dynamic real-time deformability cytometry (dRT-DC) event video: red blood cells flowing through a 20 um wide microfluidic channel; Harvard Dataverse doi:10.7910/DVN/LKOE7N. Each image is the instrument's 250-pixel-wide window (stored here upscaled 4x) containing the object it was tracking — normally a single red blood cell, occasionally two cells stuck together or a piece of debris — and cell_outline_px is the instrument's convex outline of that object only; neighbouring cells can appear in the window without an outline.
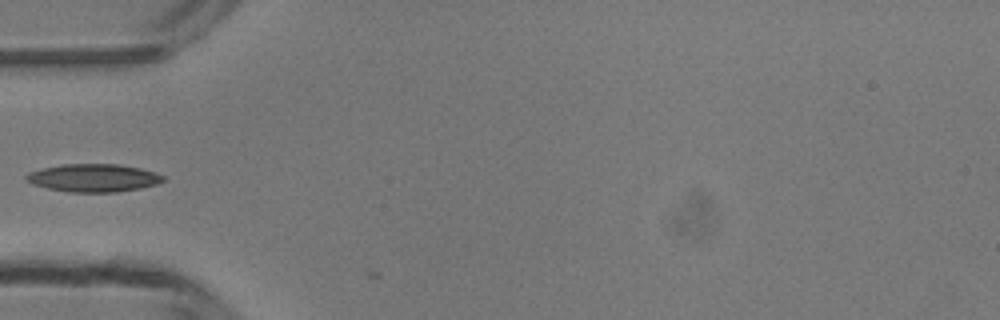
{"species": "common noctule bat (a hibernating species)", "species_latin": "Nyctalus noctula", "temperature_condition": "room temperature", "stored_images_in_passage": 3, "camera_frame_rate_fps": 3000, "um_per_image_px": 0.085, "animal": {"sex": "male", "body_mass_g": 13.3}, "frame": {"image": 1, "passage_image": 1, "time_ms": 0.0, "image_size_px": [1000, 320], "cell_outline_px": [[164, 180], [156, 184], [140, 188], [116, 192], [68, 192], [48, 188], [32, 184], [24, 180], [24, 176], [28, 172], [44, 168], [64, 164], [120, 164], [140, 168], [164, 176]], "centroid_in_image_um": [7.9, 15.12], "position_along_channel_um": 77.1, "area_um2": 22.2}}